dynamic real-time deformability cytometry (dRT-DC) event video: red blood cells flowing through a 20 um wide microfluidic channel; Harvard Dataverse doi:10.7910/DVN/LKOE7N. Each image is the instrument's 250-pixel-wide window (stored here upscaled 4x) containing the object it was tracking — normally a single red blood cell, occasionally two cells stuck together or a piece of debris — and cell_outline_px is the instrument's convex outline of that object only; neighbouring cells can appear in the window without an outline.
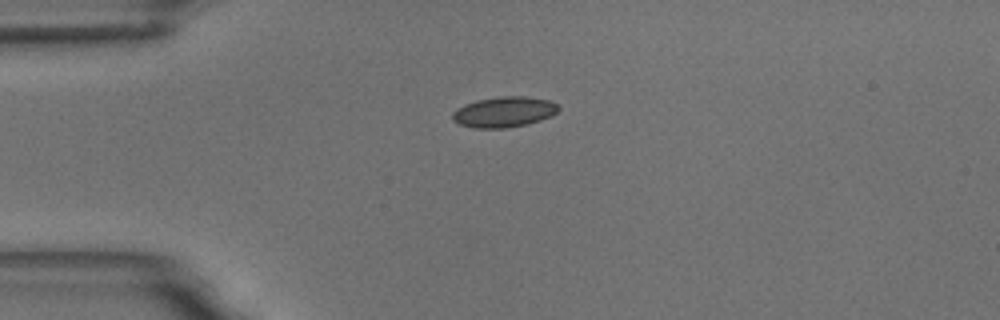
{"species": "common noctule bat (a hibernating species)", "species_latin": "Nyctalus noctula", "temperature_condition": "room temperature", "stored_images_in_passage": 44, "camera_frame_rate_fps": 3000, "um_per_image_px": 0.085, "animal": {"sex": "male", "body_mass_g": 18.8}, "frame": {"image": 1, "passage_image": 1, "time_ms": 0.0, "image_size_px": [1000, 320], "cell_outline_px": [[560, 108], [552, 116], [528, 124], [508, 128], [476, 128], [460, 124], [452, 120], [452, 112], [456, 108], [464, 104], [476, 100], [500, 96], [524, 96], [548, 100], [556, 104]], "centroid_in_image_um": [42.82, 9.52], "position_along_channel_um": 42.2, "area_um2": 18.96}}
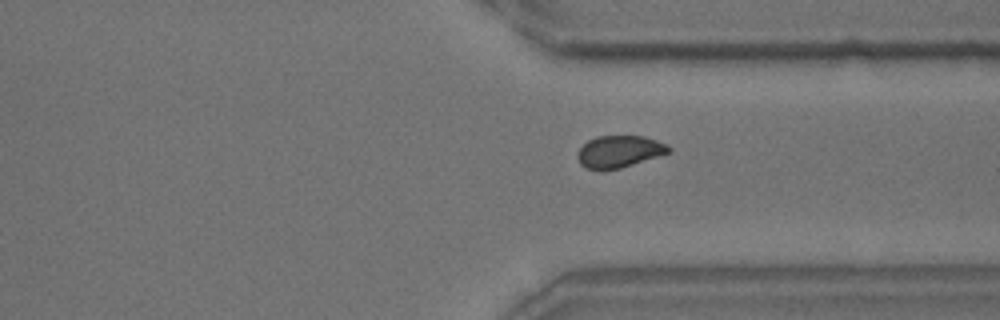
{"frame": {"image": 2, "passage_image": 30, "time_ms": 9.667, "image_size_px": [1000, 320], "cell_outline_px": [[672, 152], [620, 168], [584, 168], [580, 164], [576, 156], [576, 152], [588, 140], [596, 136], [644, 136], [668, 144], [672, 148]], "centroid_in_image_um": [52.66, 12.86], "position_along_channel_um": 358.7, "area_um2": 16.94}}
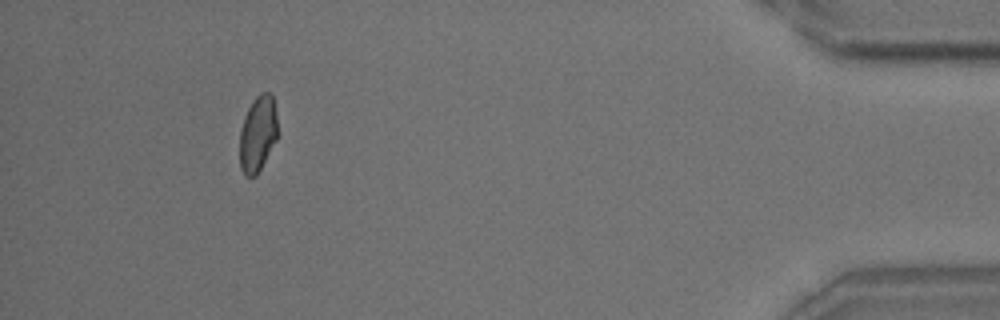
{"frame": {"image": 3, "passage_image": 40, "time_ms": 13.0, "image_size_px": [1000, 320], "cell_outline_px": [[276, 140], [256, 176], [244, 176], [240, 168], [240, 132], [244, 116], [248, 108], [256, 96], [260, 92], [272, 92], [276, 112]], "centroid_in_image_um": [21.9, 11.36], "position_along_channel_um": 413.3, "area_um2": 16.7}, "authors_computed_cell_mechanics": {"area_um2": 17.6001, "velocity_mm_per_s": 3.5144, "shape_relaxation_time_tau1_ms": 4.5079, "shape_relaxation_time_tau2_ms": 1.8892, "deformation_change_tau1": 0.0918, "deformation_change_tau2": 0.0581}}